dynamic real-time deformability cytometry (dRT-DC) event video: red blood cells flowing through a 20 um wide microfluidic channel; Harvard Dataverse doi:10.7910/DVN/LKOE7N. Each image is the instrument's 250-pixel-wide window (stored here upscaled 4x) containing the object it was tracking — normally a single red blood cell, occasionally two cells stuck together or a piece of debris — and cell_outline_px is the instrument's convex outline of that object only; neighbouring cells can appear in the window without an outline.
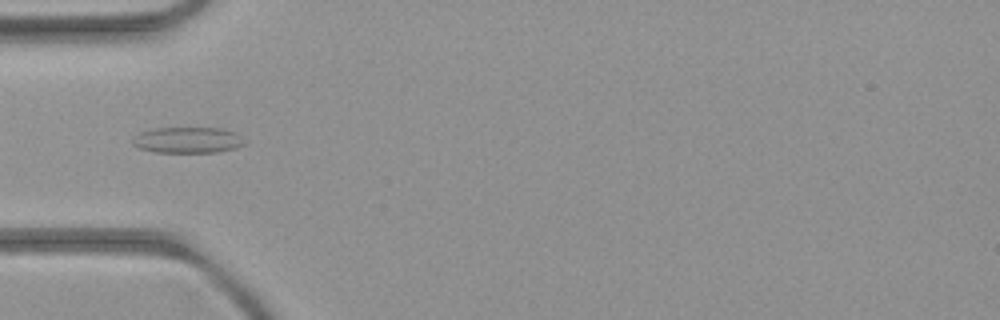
{"species": "common noctule bat (a hibernating species)", "species_latin": "Nyctalus noctula", "temperature_condition": "room temperature", "stored_images_in_passage": 4, "camera_frame_rate_fps": 3000, "um_per_image_px": 0.085, "animal": {"sex": "female", "body_mass_g": 21.9}, "frame": {"image": 1, "passage_image": 4, "time_ms": 3.333, "image_size_px": [1000, 320], "cell_outline_px": [[244, 144], [236, 148], [216, 152], [156, 152], [140, 148], [132, 144], [132, 140], [140, 132], [156, 128], [220, 128], [236, 132], [240, 136]], "centroid_in_image_um": [15.95, 11.9], "position_along_channel_um": 69.0, "area_um2": 16.76}}